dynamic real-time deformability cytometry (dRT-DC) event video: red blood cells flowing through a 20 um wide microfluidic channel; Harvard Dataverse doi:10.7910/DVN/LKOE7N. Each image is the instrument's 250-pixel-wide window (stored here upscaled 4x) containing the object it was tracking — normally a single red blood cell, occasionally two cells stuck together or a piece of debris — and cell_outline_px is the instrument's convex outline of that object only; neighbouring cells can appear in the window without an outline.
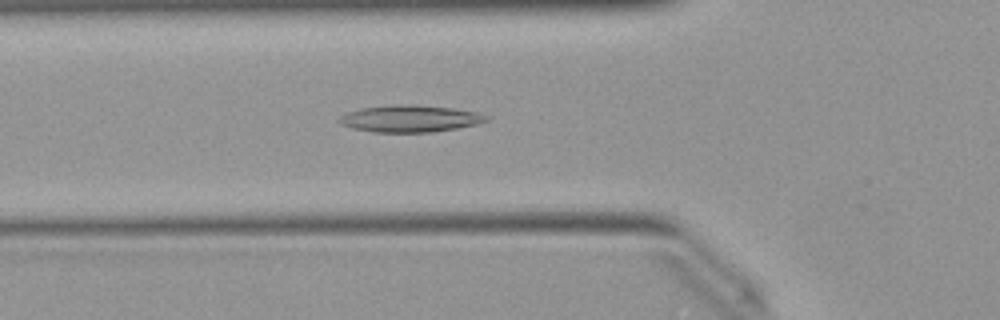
{"species": "Egyptian fruit bat (a non-hibernating species)", "species_latin": "Rousettus aegyptiacus", "temperature_condition": "warm", "stored_images_in_passage": 50, "camera_frame_rate_fps": 3000, "um_per_image_px": 0.085, "animal": {"sex": "female"}, "frame": {"image": 1, "passage_image": 17, "time_ms": 5.333, "image_size_px": [1000, 320], "cell_outline_px": [[492, 120], [476, 124], [456, 128], [432, 132], [372, 132], [352, 128], [340, 124], [336, 120], [340, 116], [348, 112], [360, 108], [396, 104], [412, 104], [452, 108], [476, 112], [488, 116]], "centroid_in_image_um": [34.83, 10.08], "position_along_channel_um": 91.0, "area_um2": 23.18}}
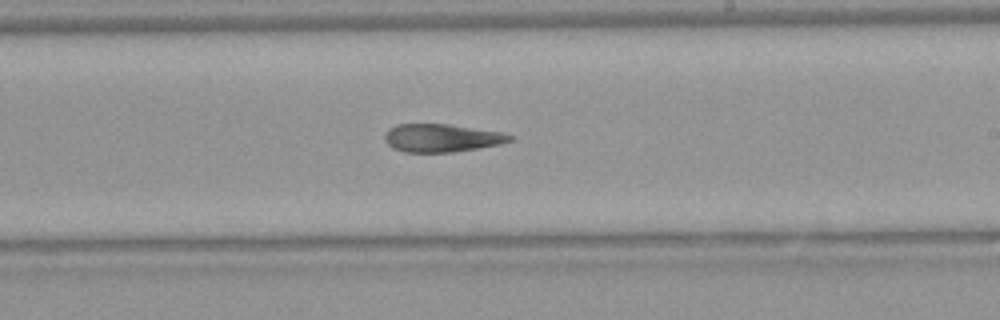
{"frame": {"image": 2, "passage_image": 29, "time_ms": 9.333, "image_size_px": [1000, 320], "cell_outline_px": [[512, 140], [500, 144], [452, 152], [404, 152], [392, 148], [384, 140], [384, 136], [388, 128], [396, 124], [448, 124], [504, 132], [512, 136]], "centroid_in_image_um": [37.51, 11.72], "position_along_channel_um": 251.5, "area_um2": 20.46}}
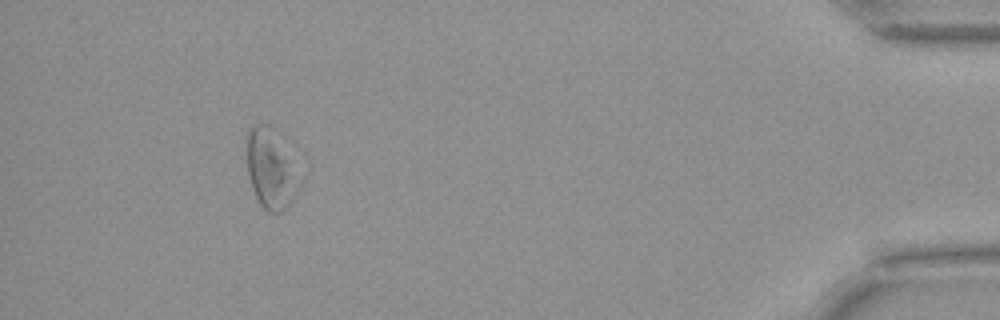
{"frame": {"image": 3, "passage_image": 46, "time_ms": 15.0, "image_size_px": [1000, 320], "cell_outline_px": [[304, 180], [296, 196], [280, 212], [268, 212], [260, 204], [252, 188], [248, 176], [244, 136], [248, 128], [252, 124], [268, 124], [276, 128], [288, 140]], "centroid_in_image_um": [23.09, 14.22], "position_along_channel_um": 412.1, "area_um2": 26.76}}